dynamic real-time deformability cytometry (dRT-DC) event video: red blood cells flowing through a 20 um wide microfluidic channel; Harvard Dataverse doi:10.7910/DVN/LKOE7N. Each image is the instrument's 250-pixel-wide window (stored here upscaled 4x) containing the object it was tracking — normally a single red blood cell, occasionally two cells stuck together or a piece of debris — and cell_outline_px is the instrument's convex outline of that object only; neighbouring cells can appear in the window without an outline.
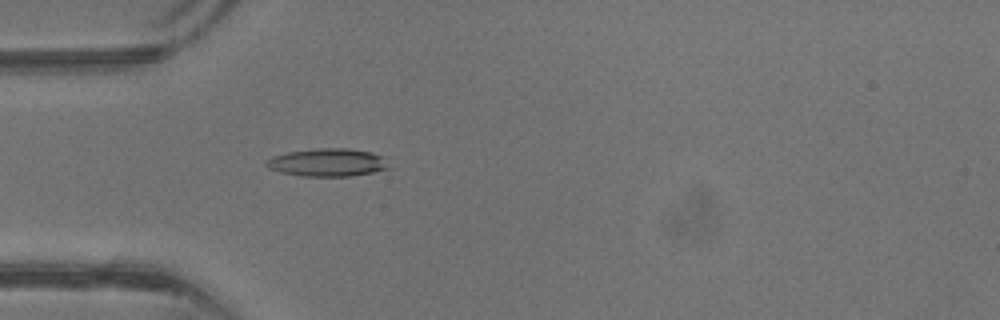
{"species": "common noctule bat (a hibernating species)", "species_latin": "Nyctalus noctula", "temperature_condition": "warm", "stored_images_in_passage": 42, "camera_frame_rate_fps": 3000, "um_per_image_px": 0.085, "animal": {"sex": "male", "body_mass_g": 13.3}, "frame": {"image": 1, "passage_image": 13, "time_ms": 4.0, "image_size_px": [1000, 320], "cell_outline_px": [[392, 168], [352, 176], [300, 176], [280, 172], [268, 168], [264, 164], [264, 160], [272, 156], [288, 152], [320, 148], [344, 148], [372, 152], [384, 156]], "centroid_in_image_um": [27.85, 13.81], "position_along_channel_um": 57.2, "area_um2": 20.17}}
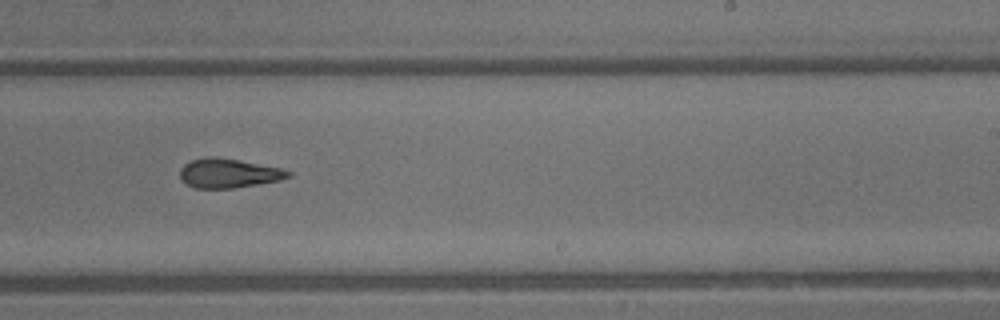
{"frame": {"image": 2, "passage_image": 26, "time_ms": 8.333, "image_size_px": [1000, 320], "cell_outline_px": [[292, 176], [280, 180], [232, 188], [196, 188], [180, 180], [180, 168], [184, 164], [192, 160], [208, 156], [216, 156], [240, 160], [280, 168], [292, 172]], "centroid_in_image_um": [19.41, 14.71], "position_along_channel_um": 269.6, "area_um2": 18.44}}
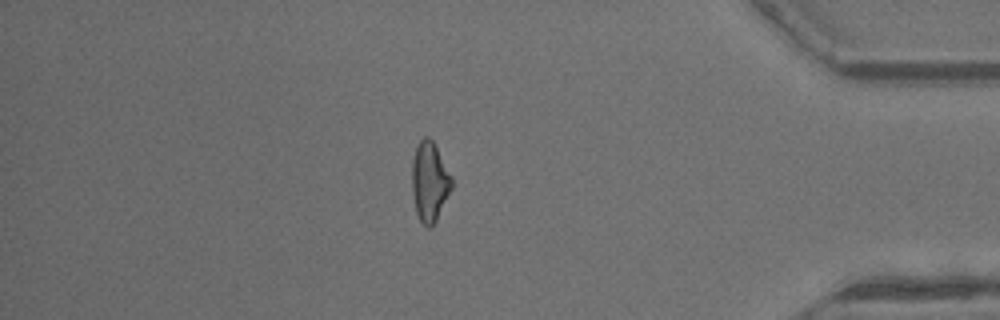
{"frame": {"image": 3, "passage_image": 36, "time_ms": 11.667, "image_size_px": [1000, 320], "cell_outline_px": [[452, 188], [432, 228], [428, 228], [420, 220], [416, 212], [412, 196], [412, 160], [416, 148], [420, 140], [424, 136], [428, 136], [432, 140], [452, 176]], "centroid_in_image_um": [36.51, 15.45], "position_along_channel_um": 398.7, "area_um2": 18.38}}